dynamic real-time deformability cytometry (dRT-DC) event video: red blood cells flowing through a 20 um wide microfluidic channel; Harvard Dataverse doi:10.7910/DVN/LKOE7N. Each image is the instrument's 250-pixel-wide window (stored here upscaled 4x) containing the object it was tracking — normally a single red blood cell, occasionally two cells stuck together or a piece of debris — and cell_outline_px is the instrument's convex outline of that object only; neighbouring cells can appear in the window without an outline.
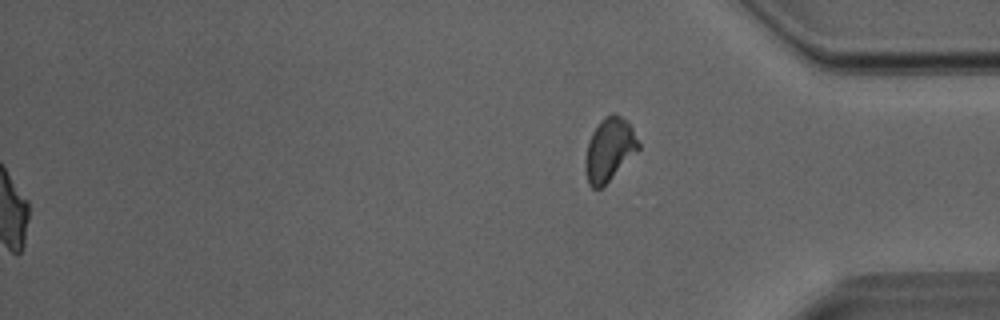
{"species": "Egyptian fruit bat (a non-hibernating species)", "species_latin": "Rousettus aegyptiacus", "temperature_condition": "room temperature", "stored_images_in_passage": 34, "segment_of_instrument_passage": [2, 2], "camera_frame_rate_fps": 3000, "um_per_image_px": 0.085, "animal": {"sex": "male"}, "frame": {"image": 1, "passage_image": 34, "time_ms": 11.0, "image_size_px": [1000, 320], "cell_outline_px": [[640, 148], [600, 188], [592, 188], [588, 184], [584, 168], [584, 160], [588, 140], [592, 132], [600, 120], [604, 116], [612, 112], [616, 112], [628, 120], [640, 144]], "centroid_in_image_um": [51.76, 12.65], "position_along_channel_um": 383.4, "area_um2": 19.59}}